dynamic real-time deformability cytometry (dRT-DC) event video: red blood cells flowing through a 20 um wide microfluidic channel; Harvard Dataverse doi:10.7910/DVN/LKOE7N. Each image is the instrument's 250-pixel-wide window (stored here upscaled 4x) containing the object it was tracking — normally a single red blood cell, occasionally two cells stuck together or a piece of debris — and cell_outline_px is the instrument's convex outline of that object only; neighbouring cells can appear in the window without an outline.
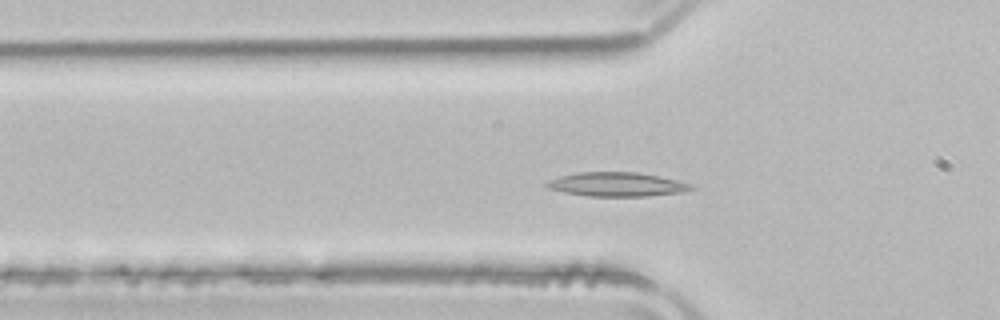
{"species": "common noctule bat (a hibernating species)", "species_latin": "Nyctalus noctula", "temperature_condition": "room temperature", "stored_images_in_passage": 49, "camera_frame_rate_fps": 3000, "um_per_image_px": 0.085, "animal": {"sex": "male", "body_mass_g": 21.5, "forearm_length_mm": 52.0}, "frame": {"image": 1, "passage_image": 14, "time_ms": 4.333, "image_size_px": [1000, 320], "cell_outline_px": [[696, 188], [684, 192], [648, 196], [588, 196], [564, 192], [548, 188], [544, 184], [548, 180], [560, 176], [576, 172], [636, 172], [676, 180], [692, 184]], "centroid_in_image_um": [52.42, 15.67], "position_along_channel_um": 73.4, "area_um2": 20.23}}
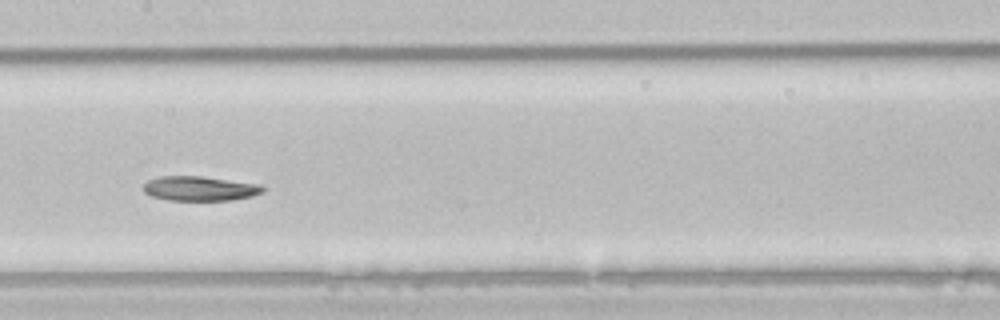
{"frame": {"image": 2, "passage_image": 23, "time_ms": 7.333, "image_size_px": [1000, 320], "cell_outline_px": [[268, 188], [264, 192], [252, 196], [232, 200], [168, 200], [152, 196], [144, 192], [144, 184], [148, 180], [156, 176], [200, 176], [260, 184]], "centroid_in_image_um": [17.01, 16.02], "position_along_channel_um": 190.4, "area_um2": 17.22}}
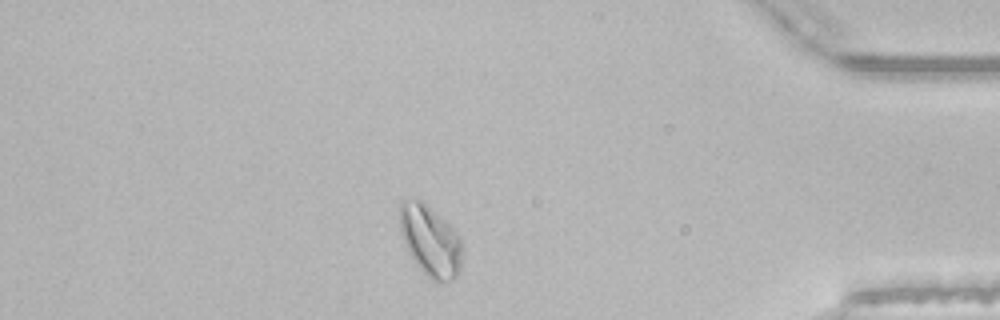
{"frame": {"image": 3, "passage_image": 42, "time_ms": 13.667, "image_size_px": [1000, 320], "cell_outline_px": [[460, 272], [452, 280], [444, 284], [440, 284], [432, 280], [420, 268], [408, 252], [404, 244], [400, 228], [400, 204], [404, 200], [420, 200], [444, 220], [460, 236]], "centroid_in_image_um": [36.57, 20.51], "position_along_channel_um": 398.6, "area_um2": 25.32}, "authors_computed_cell_mechanics": {"area_um2": 20.23, "velocity_mm_per_s": 3.8905, "shape_relaxation_time_tau1_ms": 9.1623, "shape_relaxation_time_tau2_ms": null, "deformation_change_tau1": 0.1676, "deformation_change_tau2": null}}